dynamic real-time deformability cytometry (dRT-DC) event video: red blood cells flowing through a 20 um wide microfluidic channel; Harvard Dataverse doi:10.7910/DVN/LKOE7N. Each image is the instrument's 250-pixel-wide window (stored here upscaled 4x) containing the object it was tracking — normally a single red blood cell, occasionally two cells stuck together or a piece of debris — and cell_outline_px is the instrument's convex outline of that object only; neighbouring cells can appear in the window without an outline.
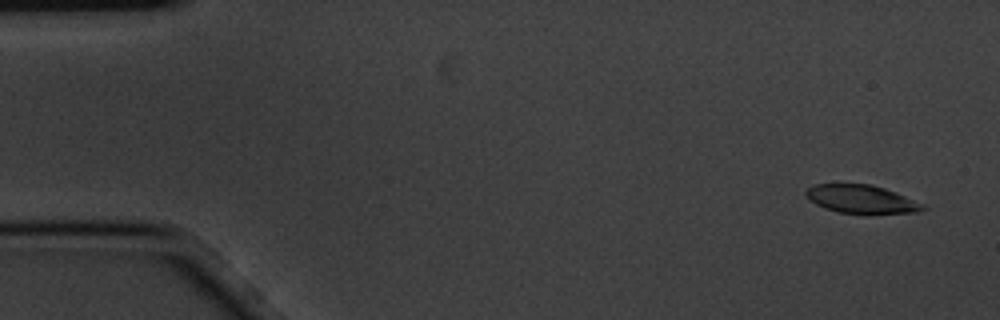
{"species": "common noctule bat (a hibernating species)", "species_latin": "Nyctalus noctula", "temperature_condition": "cold", "stored_images_in_passage": 6, "camera_frame_rate_fps": 3000, "um_per_image_px": 0.085, "animal": {"sex": "male", "body_mass_g": 20.1, "forearm_length_mm": 53.5}, "frame": {"image": 1, "passage_image": 1, "time_ms": 0.0, "image_size_px": [1000, 320], "cell_outline_px": [[928, 208], [916, 212], [840, 212], [824, 208], [816, 204], [804, 192], [808, 188], [816, 184], [872, 184], [896, 192], [924, 204]], "centroid_in_image_um": [73.23, 16.9], "position_along_channel_um": 11.8, "area_um2": 18.67}}